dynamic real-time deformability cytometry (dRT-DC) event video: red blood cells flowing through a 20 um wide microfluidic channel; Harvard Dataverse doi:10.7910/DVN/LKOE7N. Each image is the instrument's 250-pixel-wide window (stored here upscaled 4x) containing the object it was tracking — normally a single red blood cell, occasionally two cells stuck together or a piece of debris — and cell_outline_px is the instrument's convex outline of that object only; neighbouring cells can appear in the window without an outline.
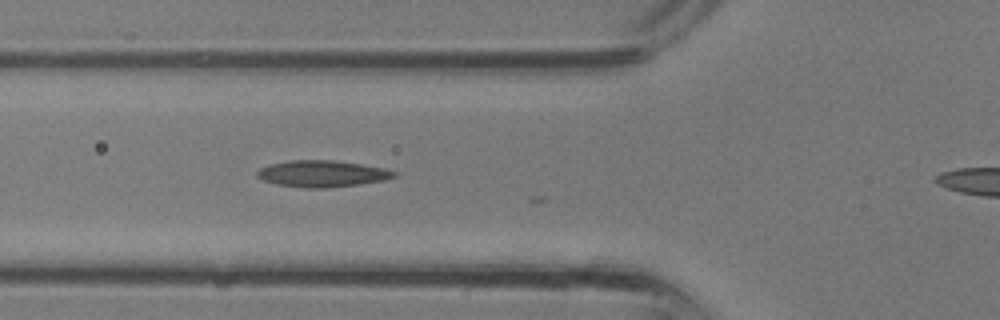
{"species": "common noctule bat (a hibernating species)", "species_latin": "Nyctalus noctula", "temperature_condition": "room temperature", "stored_images_in_passage": 4, "camera_frame_rate_fps": 3000, "um_per_image_px": 0.085, "animal": {"sex": "male", "body_mass_g": 13.3}, "frame": {"image": 1, "passage_image": 4, "time_ms": 1.0, "image_size_px": [1000, 320], "cell_outline_px": [[396, 176], [384, 180], [356, 184], [324, 188], [308, 188], [276, 184], [264, 180], [256, 176], [256, 172], [260, 168], [268, 164], [288, 160], [332, 160], [360, 164], [384, 168], [396, 172]], "centroid_in_image_um": [27.33, 14.75], "position_along_channel_um": 98.5, "area_um2": 20.98}}